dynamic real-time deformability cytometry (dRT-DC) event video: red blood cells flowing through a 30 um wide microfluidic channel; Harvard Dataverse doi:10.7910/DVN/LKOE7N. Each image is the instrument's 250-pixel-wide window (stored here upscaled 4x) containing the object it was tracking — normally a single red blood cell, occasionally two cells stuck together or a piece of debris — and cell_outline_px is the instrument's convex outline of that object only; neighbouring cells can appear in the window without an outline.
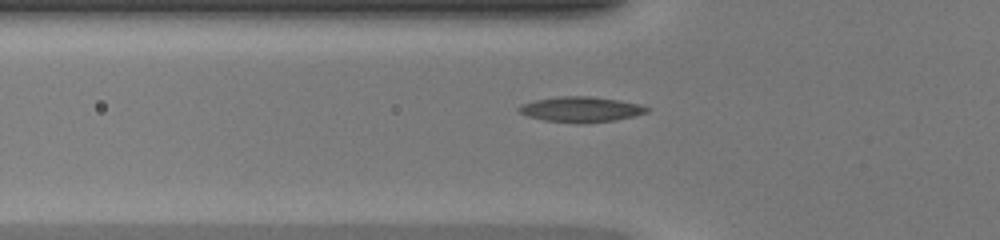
{"species": "common noctule bat (a hibernating species)", "species_latin": "Nyctalus noctula", "temperature_condition": "warm", "stored_images_in_passage": 36, "segment_of_instrument_passage": [1, 2], "camera_frame_rate_fps": 3000, "um_per_image_px": 0.085, "animal": {"sex": "female", "body_mass_g": 20.0, "forearm_length_mm": 54.0}, "frame": {"image": 1, "passage_image": 4, "time_ms": 1.0, "image_size_px": [1000, 240], "cell_outline_px": [[652, 108], [648, 112], [636, 116], [616, 120], [584, 124], [576, 124], [544, 120], [528, 116], [520, 112], [516, 108], [520, 104], [536, 100], [556, 96], [592, 96], [620, 100], [640, 104]], "centroid_in_image_um": [49.42, 9.3], "position_along_channel_um": 76.4, "area_um2": 19.36}}
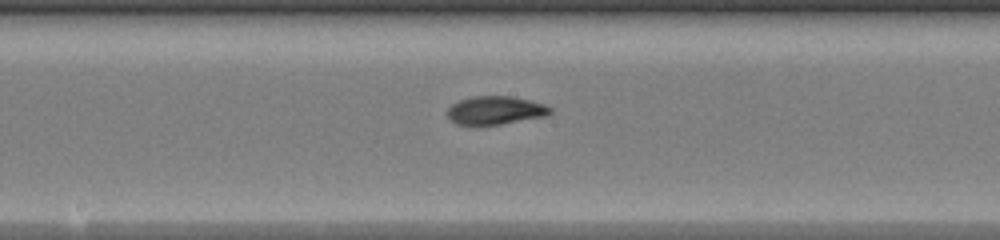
{"frame": {"image": 2, "passage_image": 13, "time_ms": 4.0, "image_size_px": [1000, 240], "cell_outline_px": [[552, 112], [548, 116], [500, 124], [456, 124], [448, 116], [448, 108], [452, 104], [460, 100], [472, 96], [512, 96], [544, 104], [552, 108]], "centroid_in_image_um": [42.15, 9.37], "position_along_channel_um": 206.1, "area_um2": 16.82}}
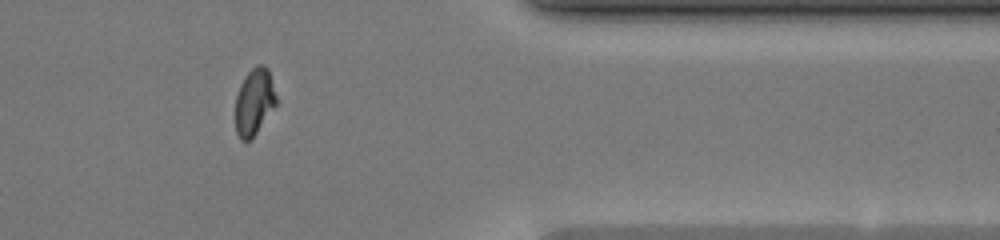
{"frame": {"image": 3, "passage_image": 27, "time_ms": 8.667, "image_size_px": [1000, 240], "cell_outline_px": [[280, 104], [256, 132], [248, 140], [240, 140], [236, 132], [236, 96], [240, 84], [244, 76], [256, 64], [264, 64], [268, 68], [280, 100]], "centroid_in_image_um": [21.68, 8.61], "position_along_channel_um": 389.7, "area_um2": 16.47}}